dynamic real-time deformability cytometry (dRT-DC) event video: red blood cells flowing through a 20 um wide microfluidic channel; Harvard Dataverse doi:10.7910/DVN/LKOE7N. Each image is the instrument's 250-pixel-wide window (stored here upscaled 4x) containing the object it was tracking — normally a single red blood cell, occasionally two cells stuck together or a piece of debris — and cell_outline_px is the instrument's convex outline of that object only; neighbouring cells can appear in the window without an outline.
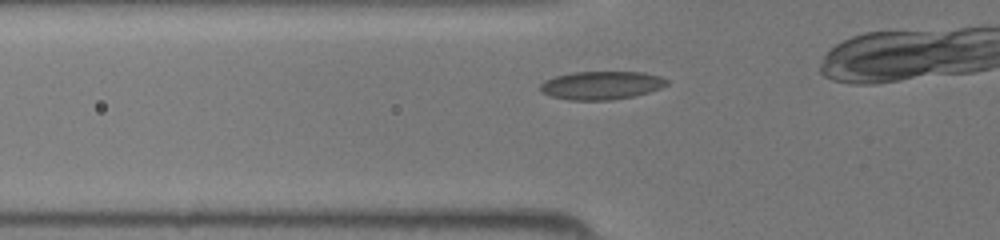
{"species": "common noctule bat (a hibernating species)", "species_latin": "Nyctalus noctula", "temperature_condition": "room temperature", "stored_images_in_passage": 24, "camera_frame_rate_fps": 3000, "um_per_image_px": 0.085, "animal": {"sex": "female", "body_mass_g": 19.5, "forearm_length_mm": 54.1}, "frame": {"image": 1, "passage_image": 4, "time_ms": 1.0, "image_size_px": [1000, 240], "cell_outline_px": [[668, 84], [660, 88], [636, 96], [612, 100], [568, 100], [552, 96], [540, 92], [540, 84], [544, 80], [556, 76], [572, 72], [644, 72], [660, 76], [668, 80]], "centroid_in_image_um": [51.11, 7.25], "position_along_channel_um": 74.7, "area_um2": 20.98}}
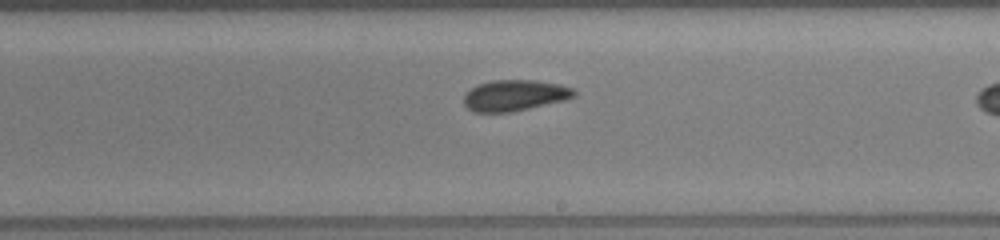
{"frame": {"image": 2, "passage_image": 15, "time_ms": 4.667, "image_size_px": [1000, 240], "cell_outline_px": [[576, 96], [564, 100], [512, 112], [472, 112], [464, 104], [464, 96], [476, 84], [492, 80], [536, 80], [560, 84], [572, 88], [576, 92]], "centroid_in_image_um": [43.75, 8.1], "position_along_channel_um": 245.3, "area_um2": 19.94}}
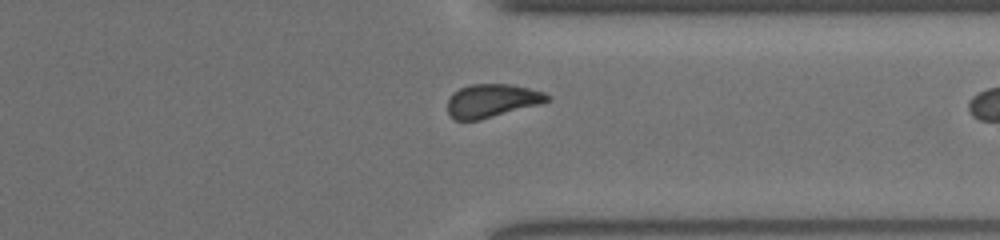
{"frame": {"image": 3, "passage_image": 23, "time_ms": 7.333, "image_size_px": [1000, 240], "cell_outline_px": [[552, 96], [548, 100], [540, 104], [480, 120], [452, 120], [448, 112], [448, 100], [452, 92], [460, 88], [472, 84], [508, 84], [528, 88], [544, 92]], "centroid_in_image_um": [41.79, 8.56], "position_along_channel_um": 369.6, "area_um2": 19.36}}